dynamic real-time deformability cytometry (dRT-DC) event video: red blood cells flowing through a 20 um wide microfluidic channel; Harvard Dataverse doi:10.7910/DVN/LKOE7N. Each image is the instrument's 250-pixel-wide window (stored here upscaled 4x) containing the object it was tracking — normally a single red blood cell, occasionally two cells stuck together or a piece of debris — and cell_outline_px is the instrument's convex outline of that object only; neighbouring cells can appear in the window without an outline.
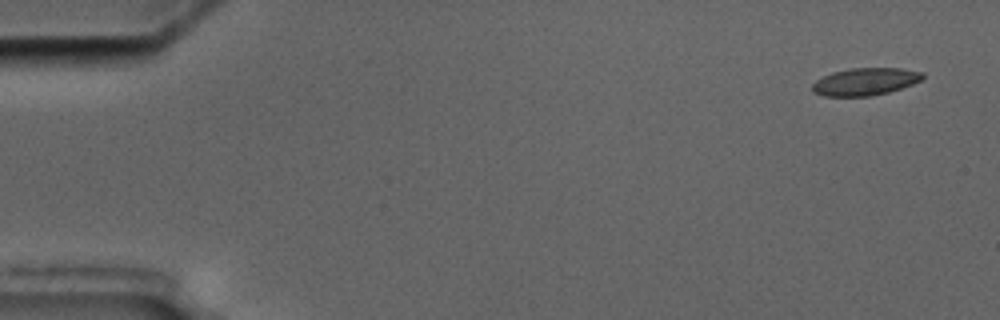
{"species": "common noctule bat (a hibernating species)", "species_latin": "Nyctalus noctula", "temperature_condition": "cold", "stored_images_in_passage": 5, "camera_frame_rate_fps": 3000, "um_per_image_px": 0.085, "animal": {"sex": "male", "body_mass_g": 17.5, "forearm_length_mm": 52.3}, "frame": {"image": 1, "passage_image": 1, "time_ms": 0.0, "image_size_px": [1000, 320], "cell_outline_px": [[924, 76], [920, 80], [912, 84], [888, 92], [868, 96], [824, 96], [812, 92], [812, 84], [816, 80], [832, 72], [852, 68], [900, 68], [924, 72]], "centroid_in_image_um": [73.52, 6.93], "position_along_channel_um": 11.5, "area_um2": 17.51}}